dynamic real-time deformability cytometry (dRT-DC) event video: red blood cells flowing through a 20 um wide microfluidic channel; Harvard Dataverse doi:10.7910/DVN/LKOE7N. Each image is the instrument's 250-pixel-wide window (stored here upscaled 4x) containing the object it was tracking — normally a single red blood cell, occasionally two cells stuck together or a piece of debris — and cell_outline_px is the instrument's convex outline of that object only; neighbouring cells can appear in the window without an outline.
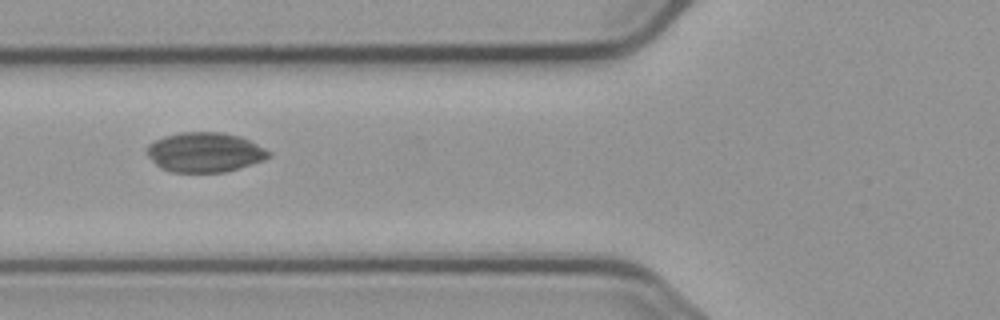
{"species": "common noctule bat (a hibernating species)", "species_latin": "Nyctalus noctula", "temperature_condition": "cold", "stored_images_in_passage": 4, "camera_frame_rate_fps": 3000, "um_per_image_px": 0.085, "animal": {"sex": "male", "body_mass_g": 23.1, "forearm_length_mm": 52.7}, "frame": {"image": 1, "passage_image": 2, "time_ms": 2.0, "image_size_px": [1000, 320], "cell_outline_px": [[272, 152], [264, 160], [224, 172], [172, 172], [160, 168], [148, 156], [148, 144], [164, 136], [180, 132], [224, 132], [240, 136]], "centroid_in_image_um": [17.4, 12.94], "position_along_channel_um": 108.4, "area_um2": 27.98}}
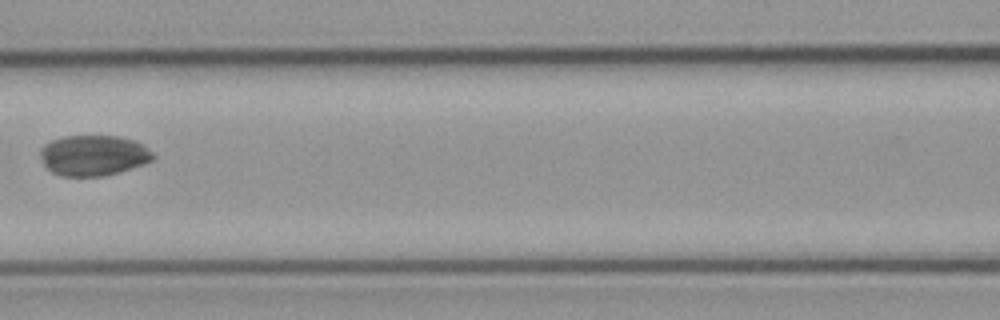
{"frame": {"image": 2, "passage_image": 3, "time_ms": 3.333, "image_size_px": [1000, 320], "cell_outline_px": [[156, 156], [152, 160], [144, 164], [116, 172], [100, 176], [60, 176], [52, 172], [44, 164], [40, 156], [40, 148], [44, 144], [52, 140], [64, 136], [120, 136], [144, 144]], "centroid_in_image_um": [7.94, 13.2], "position_along_channel_um": 158.7, "area_um2": 26.59}}
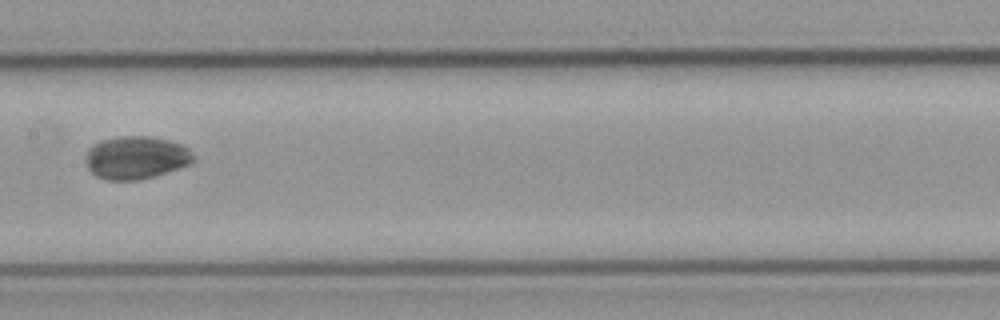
{"frame": {"image": 3, "passage_image": 4, "time_ms": 4.333, "image_size_px": [1000, 320], "cell_outline_px": [[196, 156], [188, 164], [156, 176], [136, 180], [104, 180], [96, 176], [88, 168], [88, 148], [92, 144], [100, 140], [120, 136], [148, 136], [168, 140], [180, 144], [188, 148]], "centroid_in_image_um": [11.56, 13.39], "position_along_channel_um": 195.8, "area_um2": 26.76}}